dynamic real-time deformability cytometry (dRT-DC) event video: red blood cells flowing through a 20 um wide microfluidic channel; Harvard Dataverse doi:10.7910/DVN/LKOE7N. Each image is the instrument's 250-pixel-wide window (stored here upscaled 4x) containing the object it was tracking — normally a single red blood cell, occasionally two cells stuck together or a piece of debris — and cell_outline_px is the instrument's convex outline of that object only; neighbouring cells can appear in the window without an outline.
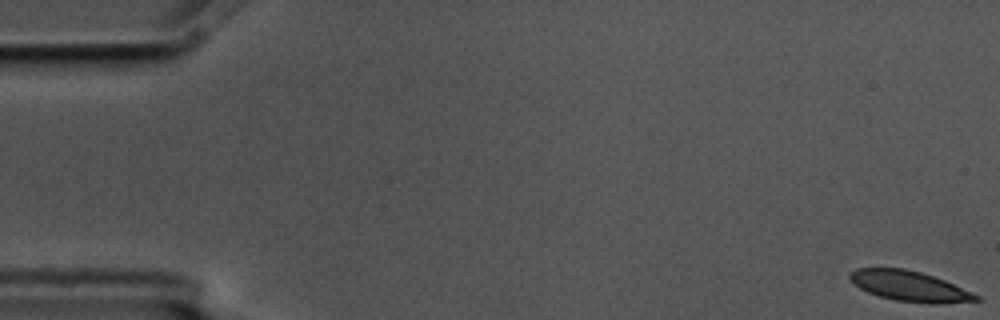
{"species": "common noctule bat (a hibernating species)", "species_latin": "Nyctalus noctula", "temperature_condition": "cold", "stored_images_in_passage": 5, "camera_frame_rate_fps": 3000, "um_per_image_px": 0.085, "animal": {"sex": "male", "body_mass_g": 17.5, "forearm_length_mm": 52.3}, "frame": {"image": 1, "passage_image": 1, "time_ms": 0.0, "image_size_px": [1000, 320], "cell_outline_px": [[980, 300], [940, 304], [932, 304], [896, 300], [880, 296], [868, 292], [860, 288], [848, 276], [856, 268], [904, 268], [920, 272], [944, 280], [980, 296]], "centroid_in_image_um": [77.33, 24.32], "position_along_channel_um": 7.7, "area_um2": 21.91}}
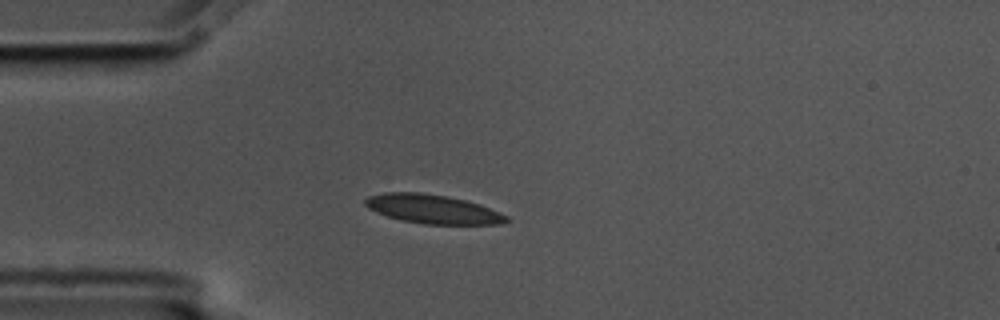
{"frame": {"image": 2, "passage_image": 5, "time_ms": 1.333, "image_size_px": [1000, 320], "cell_outline_px": [[512, 220], [500, 224], [424, 224], [400, 220], [376, 212], [368, 208], [364, 204], [364, 200], [368, 196], [384, 192], [420, 192], [448, 196], [480, 204], [500, 212], [508, 216]], "centroid_in_image_um": [36.79, 17.77], "position_along_channel_um": 48.2, "area_um2": 23.99}}